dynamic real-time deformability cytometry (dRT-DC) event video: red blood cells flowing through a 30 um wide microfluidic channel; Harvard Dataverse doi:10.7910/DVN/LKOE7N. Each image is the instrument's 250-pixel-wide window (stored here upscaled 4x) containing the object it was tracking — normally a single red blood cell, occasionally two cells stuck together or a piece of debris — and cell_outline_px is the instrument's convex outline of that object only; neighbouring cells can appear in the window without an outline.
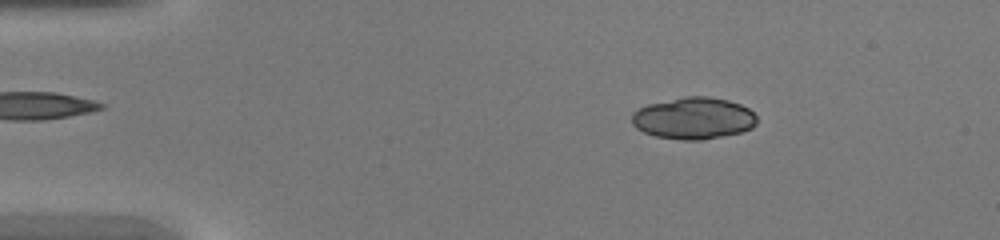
{"species": "common noctule bat (a hibernating species)", "species_latin": "Nyctalus noctula", "temperature_condition": "warm", "stored_images_in_passage": 44, "camera_frame_rate_fps": 3000, "um_per_image_px": 0.085, "animal": {"sex": "female", "body_mass_g": 20.0, "forearm_length_mm": 54.0}, "frame": {"image": 1, "passage_image": 7, "time_ms": 2.0, "image_size_px": [1000, 240], "cell_outline_px": [[756, 124], [752, 128], [740, 132], [700, 140], [680, 140], [656, 136], [644, 132], [636, 128], [632, 124], [632, 112], [648, 104], [684, 96], [708, 96], [728, 100], [740, 104], [748, 108], [756, 116]], "centroid_in_image_um": [58.94, 10.04], "position_along_channel_um": 26.1, "area_um2": 30.4}}